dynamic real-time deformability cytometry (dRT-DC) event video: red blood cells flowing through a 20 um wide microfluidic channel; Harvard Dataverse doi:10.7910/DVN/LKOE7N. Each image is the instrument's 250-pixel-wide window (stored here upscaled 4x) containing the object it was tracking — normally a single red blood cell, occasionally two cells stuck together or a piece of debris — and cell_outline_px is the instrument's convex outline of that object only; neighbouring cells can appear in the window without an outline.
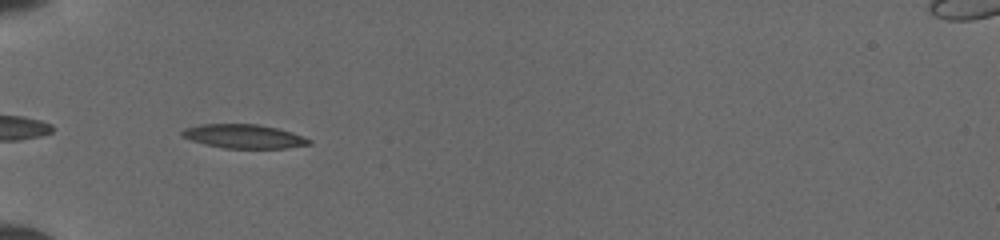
{"species": "common noctule bat (a hibernating species)", "species_latin": "Nyctalus noctula", "temperature_condition": "cold", "stored_images_in_passage": 32, "camera_frame_rate_fps": 3000, "um_per_image_px": 0.085, "animal": {"sex": "female", "body_mass_g": 19.5, "forearm_length_mm": 54.1}, "frame": {"image": 1, "passage_image": 2, "time_ms": 0.333, "image_size_px": [1000, 240], "cell_outline_px": [[312, 144], [284, 148], [224, 148], [204, 144], [180, 136], [180, 132], [184, 128], [200, 124], [256, 124], [276, 128], [292, 132], [304, 136], [312, 140]], "centroid_in_image_um": [20.72, 11.59], "position_along_channel_um": 64.3, "area_um2": 17.74}}
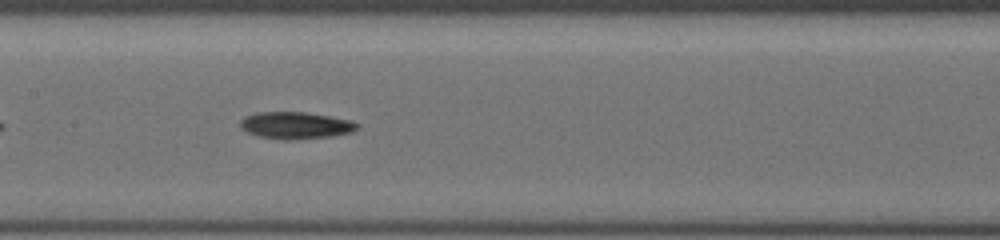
{"frame": {"image": 2, "passage_image": 11, "time_ms": 3.333, "image_size_px": [1000, 240], "cell_outline_px": [[360, 128], [352, 132], [332, 136], [288, 140], [284, 140], [260, 136], [248, 132], [240, 128], [240, 120], [244, 116], [256, 112], [308, 112], [352, 120], [360, 124]], "centroid_in_image_um": [25.16, 10.64], "position_along_channel_um": 182.2, "area_um2": 18.55}}
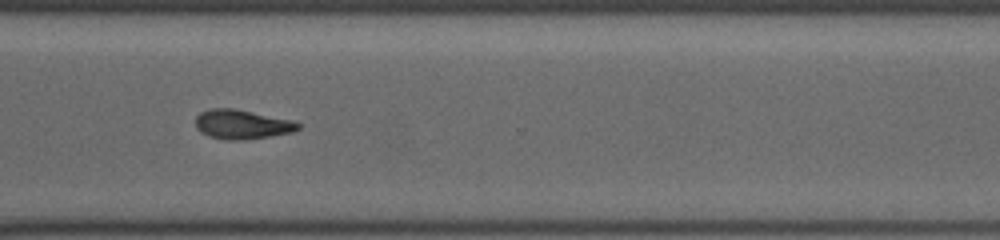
{"frame": {"image": 3, "passage_image": 23, "time_ms": 7.333, "image_size_px": [1000, 240], "cell_outline_px": [[300, 128], [292, 132], [272, 136], [244, 140], [224, 140], [208, 136], [200, 132], [196, 128], [196, 116], [200, 112], [212, 108], [232, 108], [296, 120], [300, 124]], "centroid_in_image_um": [20.58, 10.57], "position_along_channel_um": 350.0, "area_um2": 17.8}}